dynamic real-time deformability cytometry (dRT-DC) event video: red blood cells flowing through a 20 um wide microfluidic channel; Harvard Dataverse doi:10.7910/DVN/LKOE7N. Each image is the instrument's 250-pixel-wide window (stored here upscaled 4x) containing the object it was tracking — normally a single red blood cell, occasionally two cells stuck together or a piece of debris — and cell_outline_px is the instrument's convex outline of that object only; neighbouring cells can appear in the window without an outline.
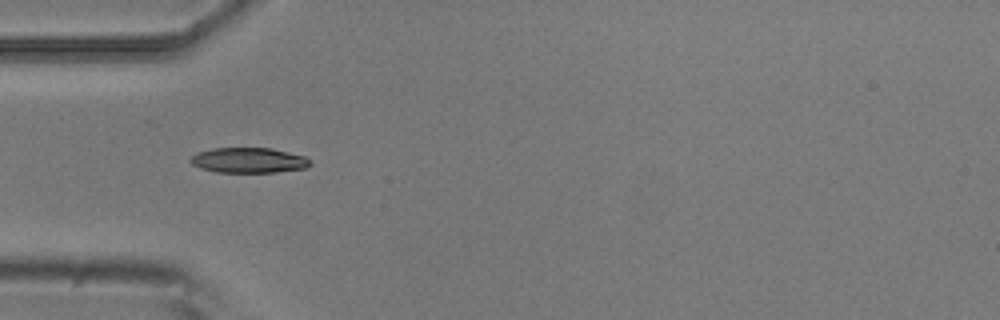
{"species": "common noctule bat (a hibernating species)", "species_latin": "Nyctalus noctula", "temperature_condition": "room temperature", "stored_images_in_passage": 3, "camera_frame_rate_fps": 3000, "um_per_image_px": 0.085, "animal": {"sex": "male", "body_mass_g": 20.5, "forearm_length_mm": 52.5}, "frame": {"image": 1, "passage_image": 1, "time_ms": 0.0, "image_size_px": [1000, 320], "cell_outline_px": [[312, 164], [304, 168], [276, 172], [216, 172], [200, 168], [192, 164], [192, 156], [196, 152], [212, 148], [272, 148], [304, 156]], "centroid_in_image_um": [21.12, 13.62], "position_along_channel_um": 63.9, "area_um2": 17.46}}
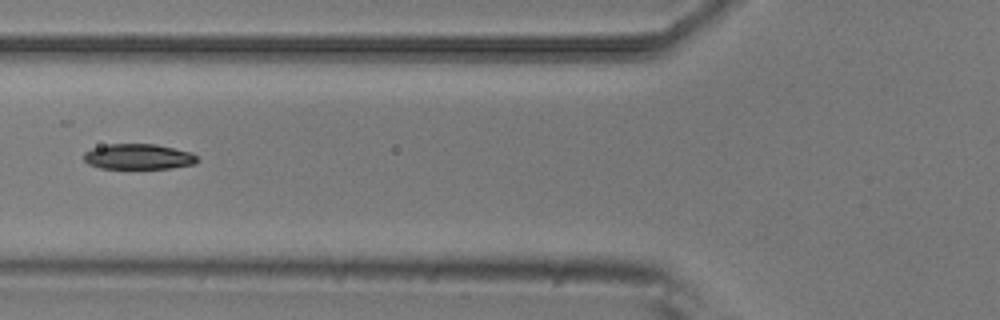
{"frame": {"image": 2, "passage_image": 2, "time_ms": 0.333, "image_size_px": [1000, 320], "cell_outline_px": [[200, 160], [196, 164], [172, 168], [100, 168], [88, 164], [84, 160], [84, 152], [92, 148], [108, 144], [156, 144], [192, 152]], "centroid_in_image_um": [11.79, 13.31], "position_along_channel_um": 114.0, "area_um2": 16.94}}
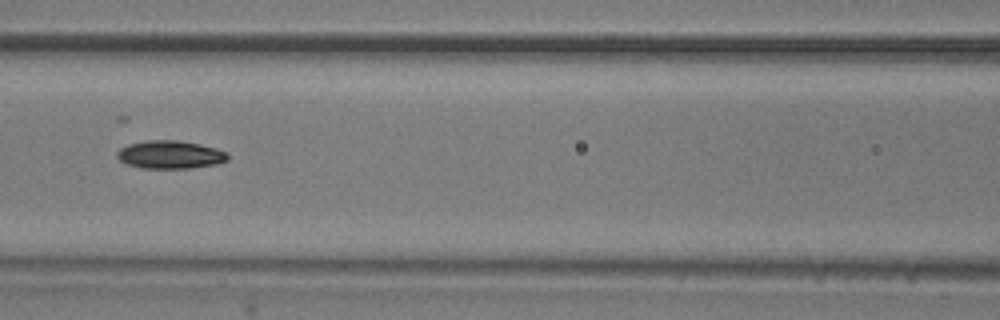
{"frame": {"image": 3, "passage_image": 3, "time_ms": 0.667, "image_size_px": [1000, 320], "cell_outline_px": [[228, 160], [216, 164], [188, 168], [140, 168], [128, 164], [120, 160], [116, 156], [116, 152], [120, 148], [128, 144], [148, 140], [176, 140], [200, 144], [216, 148], [228, 152]], "centroid_in_image_um": [14.46, 13.14], "position_along_channel_um": 152.1, "area_um2": 18.09}}